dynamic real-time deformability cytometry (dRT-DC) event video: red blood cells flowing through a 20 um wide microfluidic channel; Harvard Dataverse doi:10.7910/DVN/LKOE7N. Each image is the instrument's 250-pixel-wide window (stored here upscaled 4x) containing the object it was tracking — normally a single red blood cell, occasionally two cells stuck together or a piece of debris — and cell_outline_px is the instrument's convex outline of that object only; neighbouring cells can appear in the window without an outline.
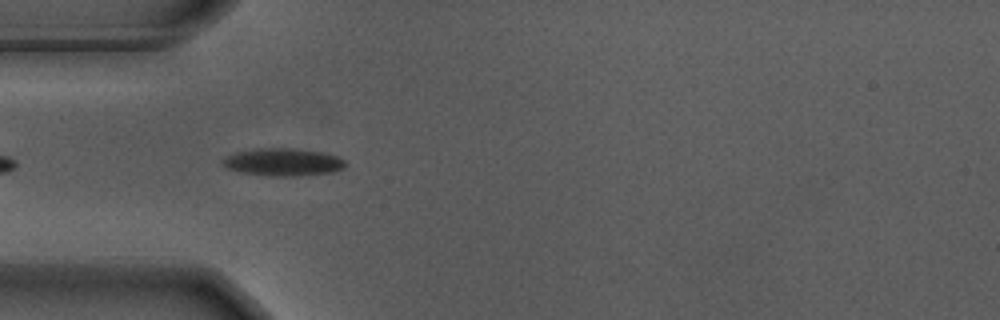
{"species": "Egyptian fruit bat (a non-hibernating species)", "species_latin": "Rousettus aegyptiacus", "temperature_condition": "warm", "stored_images_in_passage": 43, "camera_frame_rate_fps": 3000, "um_per_image_px": 0.085, "animal": {"sex": "male"}, "frame": {"image": 1, "passage_image": 4, "time_ms": 1.0, "image_size_px": [1000, 320], "cell_outline_px": [[344, 168], [336, 172], [296, 176], [268, 176], [240, 172], [228, 168], [220, 164], [220, 160], [236, 152], [260, 148], [288, 148], [324, 152], [336, 156], [344, 160]], "centroid_in_image_um": [24.05, 13.79], "position_along_channel_um": 61.0, "area_um2": 19.77}}
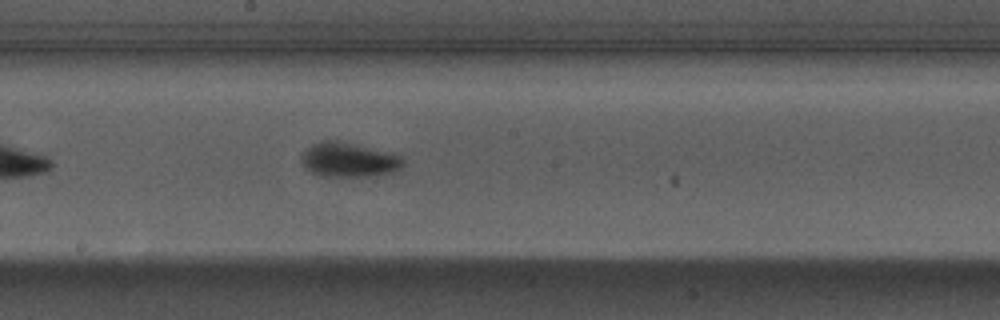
{"frame": {"image": 2, "passage_image": 17, "time_ms": 5.333, "image_size_px": [1000, 320], "cell_outline_px": [[404, 164], [396, 172], [368, 176], [320, 176], [312, 172], [300, 160], [300, 156], [312, 144], [320, 140], [336, 140], [388, 152], [400, 156], [404, 160]], "centroid_in_image_um": [29.64, 13.58], "position_along_channel_um": 218.6, "area_um2": 20.23}}
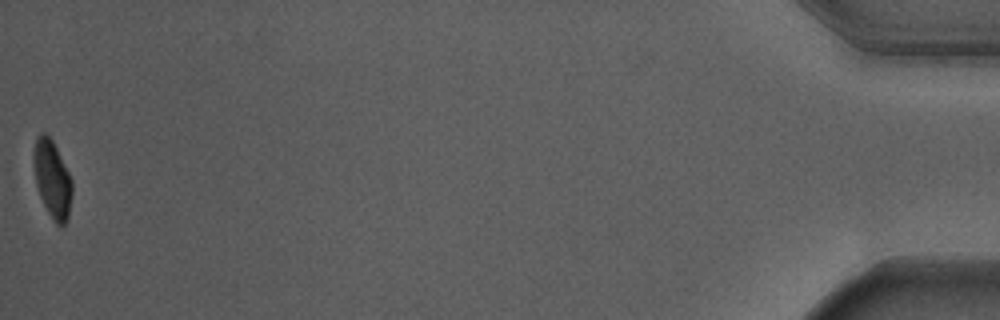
{"frame": {"image": 3, "passage_image": 43, "time_ms": 14.0, "image_size_px": [1000, 320], "cell_outline_px": [[72, 196], [68, 216], [64, 224], [60, 228], [56, 224], [48, 212], [40, 196], [36, 184], [32, 152], [36, 136], [40, 132], [44, 132], [52, 140], [72, 180]], "centroid_in_image_um": [4.43, 15.21], "position_along_channel_um": 430.8, "area_um2": 17.28}, "authors_computed_cell_mechanics": {"area_um2": 18.9584, "velocity_mm_per_s": 3.6742, "shape_relaxation_time_tau1_ms": 2.7096, "shape_relaxation_time_tau2_ms": null, "deformation_change_tau1": 0.1805, "deformation_change_tau2": null}}